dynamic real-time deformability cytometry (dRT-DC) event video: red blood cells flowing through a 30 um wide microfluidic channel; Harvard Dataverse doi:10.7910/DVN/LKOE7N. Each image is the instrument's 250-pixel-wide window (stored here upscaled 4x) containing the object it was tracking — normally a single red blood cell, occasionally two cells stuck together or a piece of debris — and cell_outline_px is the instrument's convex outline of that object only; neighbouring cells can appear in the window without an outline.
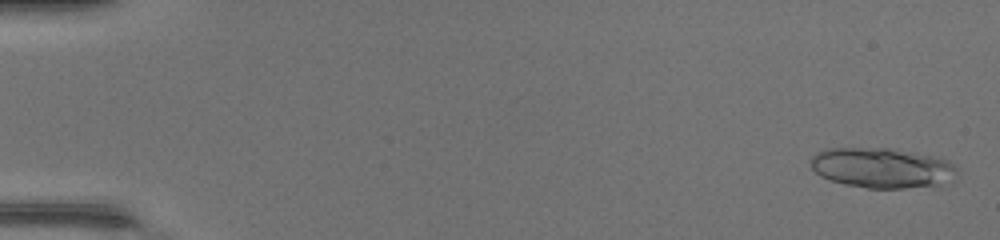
{"species": "common noctule bat (a hibernating species)", "species_latin": "Nyctalus noctula", "temperature_condition": "warm", "stored_images_in_passage": 48, "camera_frame_rate_fps": 3000, "um_per_image_px": 0.085, "animal": {"sex": "female", "body_mass_g": 17.0, "forearm_length_mm": 48.0}, "frame": {"image": 1, "passage_image": 2, "time_ms": 0.333, "image_size_px": [1000, 240], "cell_outline_px": [[956, 172], [936, 184], [904, 188], [868, 188], [844, 184], [820, 176], [812, 168], [812, 156], [816, 152], [828, 148], [888, 148], [912, 152], [932, 156], [944, 160], [952, 164], [956, 168]], "centroid_in_image_um": [74.85, 14.25], "position_along_channel_um": 10.2, "area_um2": 33.29}}
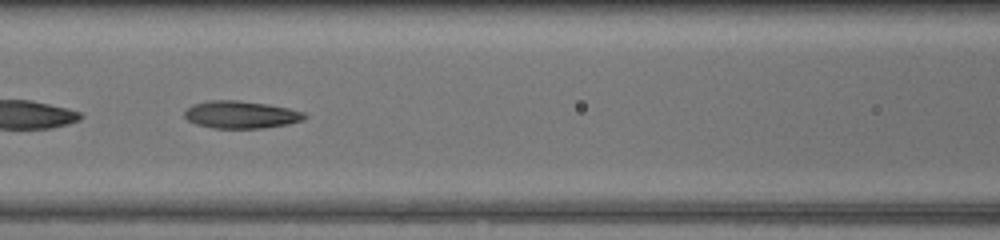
{"frame": {"image": 2, "passage_image": 23, "time_ms": 7.333, "image_size_px": [1000, 240], "cell_outline_px": [[308, 116], [304, 120], [288, 124], [264, 128], [212, 128], [196, 124], [188, 120], [184, 116], [184, 112], [192, 104], [208, 100], [236, 100], [268, 104], [288, 108], [304, 112]], "centroid_in_image_um": [20.49, 9.74], "position_along_channel_um": 146.1, "area_um2": 19.31}}
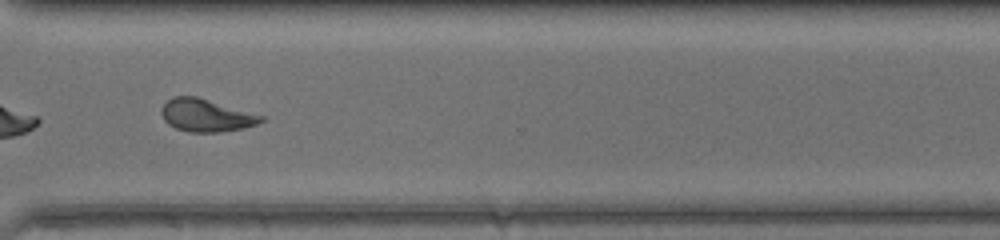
{"frame": {"image": 3, "passage_image": 37, "time_ms": 12.0, "image_size_px": [1000, 240], "cell_outline_px": [[264, 120], [256, 124], [244, 128], [220, 132], [188, 132], [176, 128], [168, 124], [164, 120], [160, 112], [160, 108], [172, 96], [196, 96], [264, 116]], "centroid_in_image_um": [17.48, 9.81], "position_along_channel_um": 353.1, "area_um2": 18.9}, "authors_computed_cell_mechanics": {"area_um2": 19.3052, "velocity_mm_per_s": 4.4393, "shape_relaxation_time_tau1_ms": null, "shape_relaxation_time_tau2_ms": 1.8774, "deformation_change_tau1": null, "deformation_change_tau2": 0.0897}}